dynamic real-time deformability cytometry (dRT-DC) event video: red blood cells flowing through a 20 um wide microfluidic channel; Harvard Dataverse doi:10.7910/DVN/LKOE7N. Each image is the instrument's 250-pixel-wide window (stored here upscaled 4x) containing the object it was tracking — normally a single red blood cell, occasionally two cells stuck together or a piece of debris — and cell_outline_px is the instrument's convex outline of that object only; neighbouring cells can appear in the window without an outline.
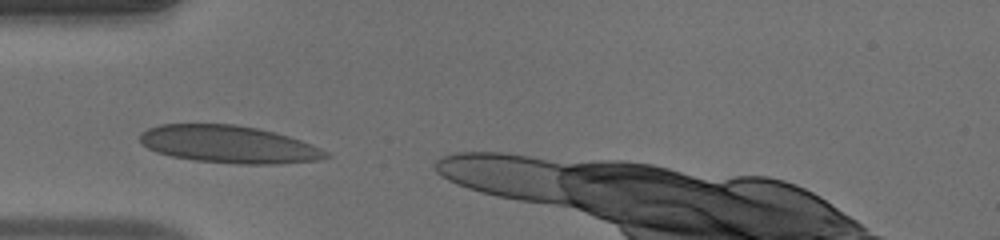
{"species": "human", "species_latin": "Homo sapiens", "temperature_condition": "warm", "stored_images_in_passage": 26, "camera_frame_rate_fps": 3000, "um_per_image_px": 0.085, "donor": {"sex": "male"}, "frame": {"image": 1, "passage_image": 1, "time_ms": 0.0, "image_size_px": [1000, 240], "cell_outline_px": [[332, 156], [316, 160], [272, 164], [240, 164], [196, 160], [172, 156], [148, 148], [140, 140], [140, 136], [148, 128], [160, 124], [236, 124], [256, 128], [288, 136], [300, 140], [328, 152]], "centroid_in_image_um": [19.45, 12.26], "position_along_channel_um": 65.6, "area_um2": 39.94}}
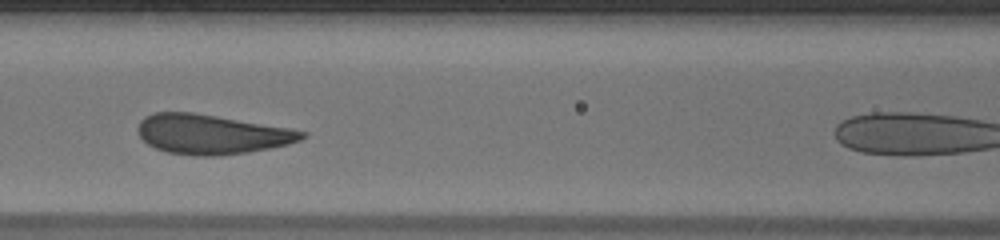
{"frame": {"image": 2, "passage_image": 7, "time_ms": 2.0, "image_size_px": [1000, 240], "cell_outline_px": [[308, 136], [300, 140], [268, 148], [244, 152], [216, 156], [196, 156], [168, 152], [156, 148], [148, 144], [140, 136], [140, 120], [144, 116], [156, 112], [192, 112], [288, 128], [308, 132]], "centroid_in_image_um": [17.97, 11.41], "position_along_channel_um": 148.6, "area_um2": 37.22}}
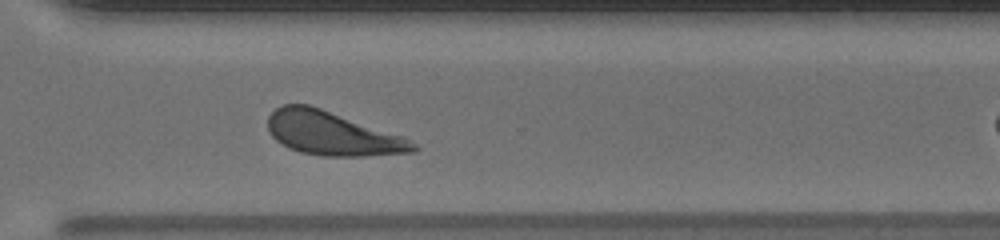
{"frame": {"image": 3, "passage_image": 21, "time_ms": 6.667, "image_size_px": [1000, 240], "cell_outline_px": [[420, 148], [412, 152], [360, 156], [324, 156], [300, 152], [276, 140], [272, 136], [268, 128], [268, 116], [276, 108], [284, 104], [308, 104], [404, 136], [416, 144]], "centroid_in_image_um": [28.25, 11.34], "position_along_channel_um": 342.4, "area_um2": 36.7}}